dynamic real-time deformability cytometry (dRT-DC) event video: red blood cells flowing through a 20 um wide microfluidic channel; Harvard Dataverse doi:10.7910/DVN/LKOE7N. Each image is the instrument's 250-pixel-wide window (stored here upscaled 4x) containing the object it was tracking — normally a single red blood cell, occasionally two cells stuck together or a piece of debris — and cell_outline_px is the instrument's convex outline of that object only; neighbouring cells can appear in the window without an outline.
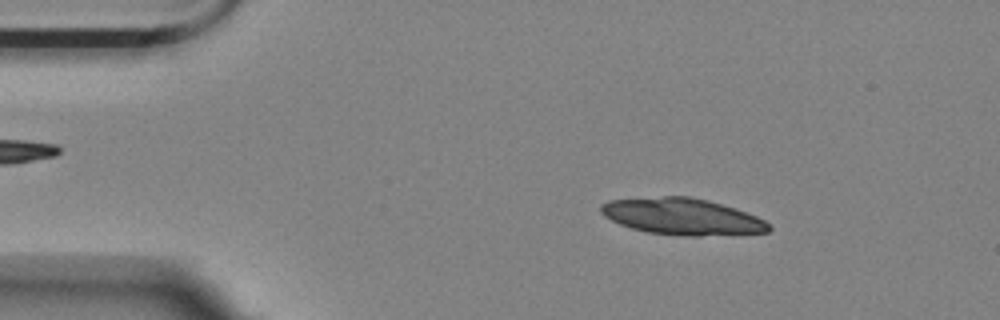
{"species": "Egyptian fruit bat (a non-hibernating species)", "species_latin": "Rousettus aegyptiacus", "temperature_condition": "room temperature", "stored_images_in_passage": 42, "segment_of_instrument_passage": [1, 2], "camera_frame_rate_fps": 3000, "um_per_image_px": 0.085, "animal": {"sex": "female"}, "frame": {"image": 1, "passage_image": 8, "time_ms": 2.333, "image_size_px": [1000, 320], "cell_outline_px": [[772, 228], [768, 232], [700, 236], [684, 236], [648, 232], [632, 228], [620, 224], [604, 216], [600, 212], [600, 204], [608, 200], [664, 196], [688, 196], [708, 200], [736, 208], [756, 216], [764, 220]], "centroid_in_image_um": [57.98, 18.4], "position_along_channel_um": 27.0, "area_um2": 35.72}}